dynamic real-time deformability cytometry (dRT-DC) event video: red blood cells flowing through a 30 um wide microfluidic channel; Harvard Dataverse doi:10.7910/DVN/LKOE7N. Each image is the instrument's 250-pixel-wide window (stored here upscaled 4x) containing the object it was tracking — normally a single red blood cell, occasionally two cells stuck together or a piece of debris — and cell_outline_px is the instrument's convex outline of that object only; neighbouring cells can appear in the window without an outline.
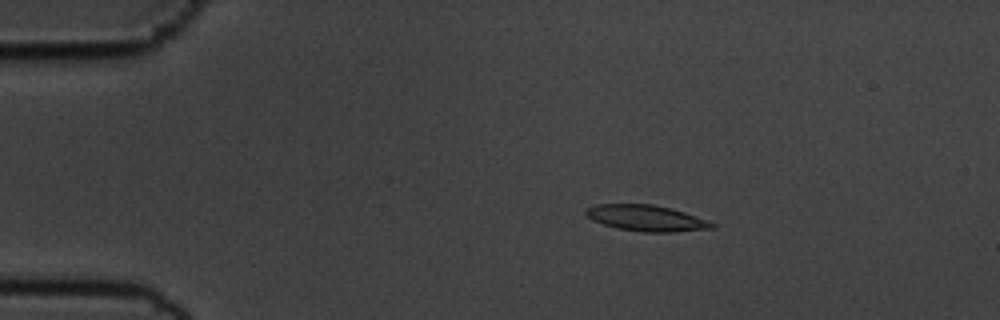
{"species": "common noctule bat (a hibernating species)", "species_latin": "Nyctalus noctula", "temperature_condition": "cold", "stored_images_in_passage": 57, "camera_frame_rate_fps": 3000, "um_per_image_px": 0.085, "animal": {"sex": "male", "body_mass_g": 19.5, "forearm_length_mm": 54.6}, "frame": {"image": 1, "passage_image": 11, "time_ms": 3.333, "image_size_px": [1000, 320], "cell_outline_px": [[716, 224], [712, 228], [672, 232], [644, 232], [616, 228], [592, 220], [584, 212], [588, 208], [596, 204], [652, 204], [672, 208], [708, 220]], "centroid_in_image_um": [54.94, 18.53], "position_along_channel_um": 30.1, "area_um2": 19.02}}
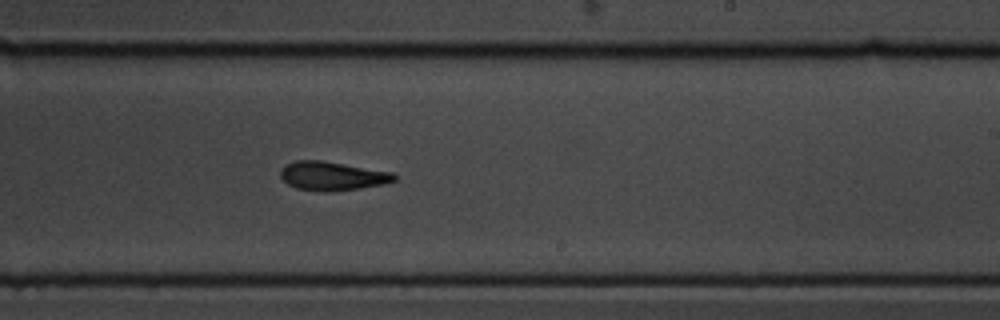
{"frame": {"image": 2, "passage_image": 35, "time_ms": 11.333, "image_size_px": [1000, 320], "cell_outline_px": [[396, 180], [384, 184], [360, 188], [332, 192], [324, 192], [296, 188], [288, 184], [280, 176], [280, 172], [284, 164], [296, 160], [320, 160], [392, 172], [396, 176]], "centroid_in_image_um": [28.22, 14.96], "position_along_channel_um": 260.8, "area_um2": 19.13}}
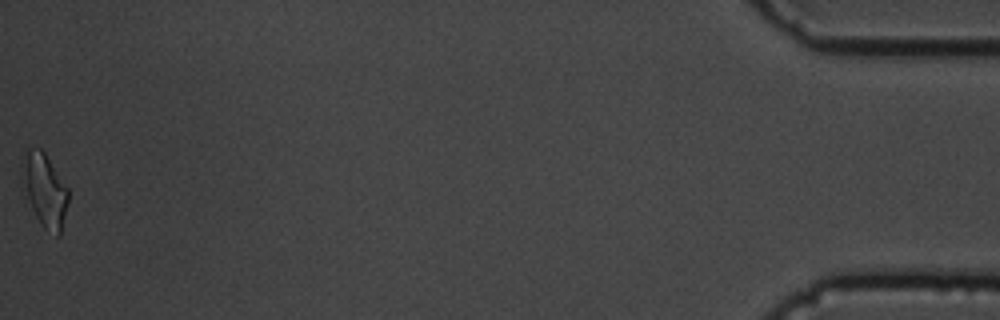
{"frame": {"image": 3, "passage_image": 57, "time_ms": 18.667, "image_size_px": [1000, 320], "cell_outline_px": [[68, 204], [60, 236], [56, 236], [44, 228], [40, 224], [20, 184], [20, 164], [24, 148], [40, 148], [44, 152], [68, 188]], "centroid_in_image_um": [3.74, 16.12], "position_along_channel_um": 431.5, "area_um2": 20.23}, "authors_computed_cell_mechanics": {"area_um2": 18.9584, "velocity_mm_per_s": 3.5862, "shape_relaxation_time_tau1_ms": 3.1161, "shape_relaxation_time_tau2_ms": 3.7264, "deformation_change_tau1": 0.1146, "deformation_change_tau2": 0.119}}